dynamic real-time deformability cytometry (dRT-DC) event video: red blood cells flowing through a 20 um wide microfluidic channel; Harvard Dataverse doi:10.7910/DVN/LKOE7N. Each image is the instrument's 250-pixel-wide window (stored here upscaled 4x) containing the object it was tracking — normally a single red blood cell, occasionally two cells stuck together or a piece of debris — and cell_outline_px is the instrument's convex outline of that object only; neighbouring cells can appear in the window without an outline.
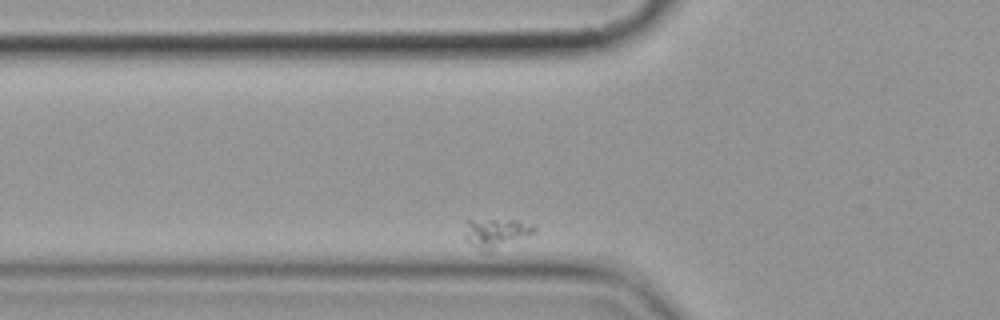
{"species": "common noctule bat (a hibernating species)", "species_latin": "Nyctalus noctula", "temperature_condition": "cold", "stored_images_in_passage": 3, "segment_of_instrument_passage": [2, 2], "camera_frame_rate_fps": 3000, "um_per_image_px": 0.085, "animal": {"sex": "female", "body_mass_g": 19.9}, "frame": {"image": 1, "passage_image": 3, "time_ms": 2.333, "image_size_px": [1000, 320], "cell_outline_px": [[536, 232], [492, 252], [480, 252], [464, 240], [464, 236], [468, 220], [516, 220], [536, 228]], "centroid_in_image_um": [42.11, 19.86], "position_along_channel_um": 83.7, "area_um2": 11.96}}